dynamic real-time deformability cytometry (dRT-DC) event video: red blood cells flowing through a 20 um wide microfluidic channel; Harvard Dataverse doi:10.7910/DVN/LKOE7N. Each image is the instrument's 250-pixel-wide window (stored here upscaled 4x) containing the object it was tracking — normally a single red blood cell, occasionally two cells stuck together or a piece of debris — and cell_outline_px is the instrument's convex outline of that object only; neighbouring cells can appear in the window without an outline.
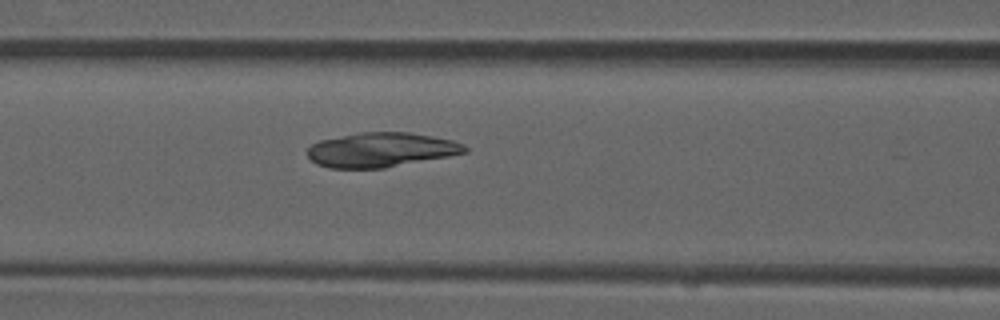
{"species": "common noctule bat (a hibernating species)", "species_latin": "Nyctalus noctula", "temperature_condition": "room temperature", "stored_images_in_passage": 14, "camera_frame_rate_fps": 3000, "um_per_image_px": 0.085, "animal": {"sex": "male", "forearm_length_mm": 52.5}, "frame": {"image": 1, "passage_image": 8, "time_ms": 2.333, "image_size_px": [1000, 320], "cell_outline_px": [[468, 152], [448, 156], [384, 168], [328, 168], [316, 164], [308, 156], [308, 148], [312, 144], [320, 140], [360, 132], [408, 132], [432, 136], [452, 140], [464, 144], [468, 148]], "centroid_in_image_um": [32.39, 12.73], "position_along_channel_um": 134.2, "area_um2": 31.56}}
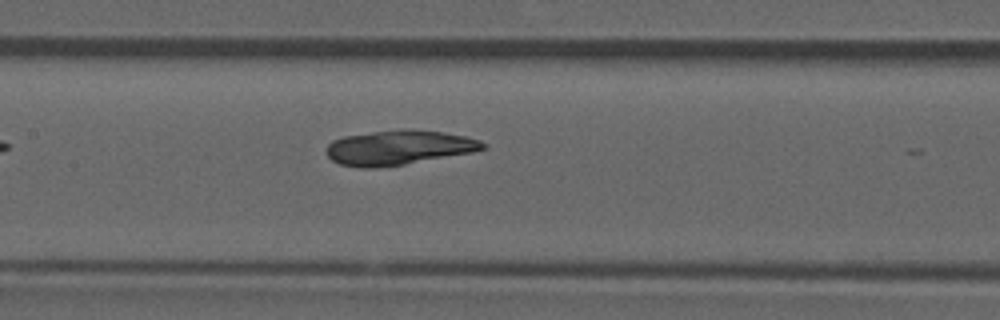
{"frame": {"image": 2, "passage_image": 11, "time_ms": 3.333, "image_size_px": [1000, 320], "cell_outline_px": [[484, 148], [472, 152], [404, 164], [372, 168], [360, 168], [340, 164], [332, 160], [324, 152], [324, 148], [332, 140], [344, 136], [372, 132], [444, 132], [468, 136], [480, 140], [484, 144]], "centroid_in_image_um": [33.82, 12.58], "position_along_channel_um": 173.6, "area_um2": 30.58}}